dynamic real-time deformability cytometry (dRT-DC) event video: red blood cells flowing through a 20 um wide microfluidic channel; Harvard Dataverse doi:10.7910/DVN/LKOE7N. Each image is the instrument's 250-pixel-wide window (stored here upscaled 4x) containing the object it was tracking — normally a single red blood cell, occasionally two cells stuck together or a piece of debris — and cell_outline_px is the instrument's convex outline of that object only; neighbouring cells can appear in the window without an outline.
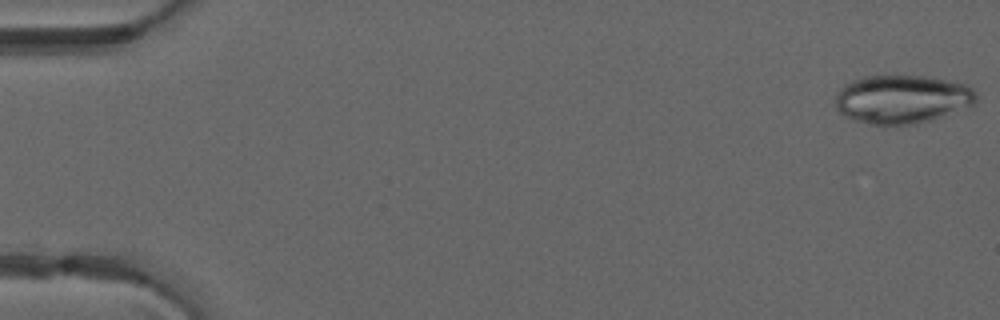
{"species": "common noctule bat (a hibernating species)", "species_latin": "Nyctalus noctula", "temperature_condition": "warm", "stored_images_in_passage": 26, "camera_frame_rate_fps": 3000, "um_per_image_px": 0.085, "animal": {"sex": "male", "forearm_length_mm": 52.5}, "frame": {"image": 1, "passage_image": 1, "time_ms": 0.0, "image_size_px": [1000, 320], "cell_outline_px": [[976, 104], [944, 116], [916, 124], [884, 128], [856, 120], [844, 116], [836, 108], [836, 96], [840, 88], [844, 84], [852, 80], [864, 76], [924, 76], [964, 84], [972, 88], [976, 92]], "centroid_in_image_um": [76.66, 8.47], "position_along_channel_um": 8.3, "area_um2": 40.34}}
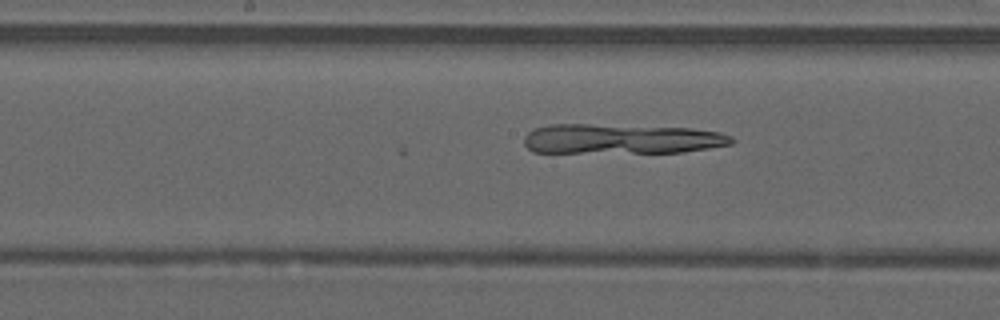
{"frame": {"image": 2, "passage_image": 26, "time_ms": 8.333, "image_size_px": [1000, 320], "cell_outline_px": [[736, 140], [732, 144], [708, 148], [680, 152], [532, 152], [524, 144], [524, 136], [528, 132], [536, 128], [552, 124], [588, 124], [692, 128], [720, 132], [732, 136]], "centroid_in_image_um": [52.83, 11.8], "position_along_channel_um": 195.4, "area_um2": 36.07}}